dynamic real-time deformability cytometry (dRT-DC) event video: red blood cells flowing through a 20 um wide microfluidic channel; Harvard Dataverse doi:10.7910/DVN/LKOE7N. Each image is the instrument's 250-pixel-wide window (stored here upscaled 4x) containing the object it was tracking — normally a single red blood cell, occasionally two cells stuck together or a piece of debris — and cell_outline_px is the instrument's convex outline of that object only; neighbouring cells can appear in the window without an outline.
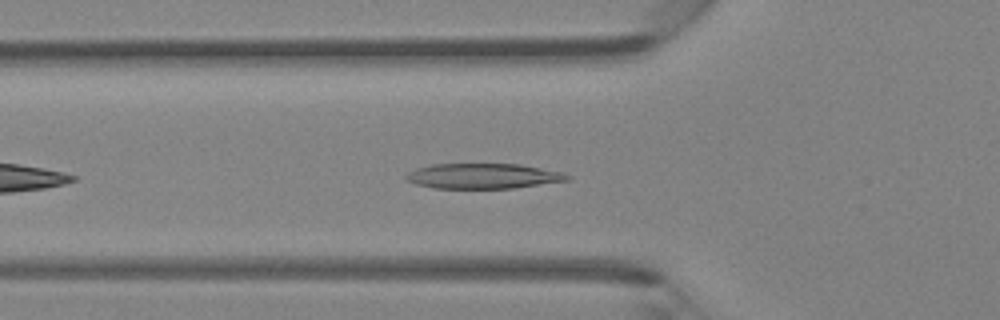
{"species": "Egyptian fruit bat (a non-hibernating species)", "species_latin": "Rousettus aegyptiacus", "temperature_condition": "room temperature", "stored_images_in_passage": 36, "camera_frame_rate_fps": 3000, "um_per_image_px": 0.085, "animal": {"sex": "female"}, "frame": {"image": 1, "passage_image": 6, "time_ms": 1.667, "image_size_px": [1000, 320], "cell_outline_px": [[572, 176], [568, 180], [512, 188], [432, 188], [416, 184], [408, 180], [404, 176], [408, 172], [416, 168], [432, 164], [520, 164], [564, 172]], "centroid_in_image_um": [41.06, 14.96], "position_along_channel_um": 84.7, "area_um2": 23.64}}
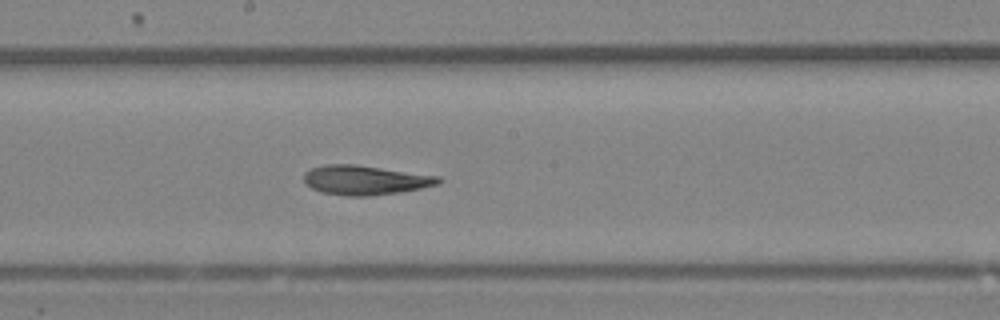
{"frame": {"image": 2, "passage_image": 15, "time_ms": 4.667, "image_size_px": [1000, 320], "cell_outline_px": [[444, 180], [440, 184], [400, 192], [368, 196], [348, 196], [320, 192], [312, 188], [304, 180], [304, 172], [312, 168], [324, 164], [356, 164], [440, 176]], "centroid_in_image_um": [31.07, 15.3], "position_along_channel_um": 217.1, "area_um2": 23.18}}
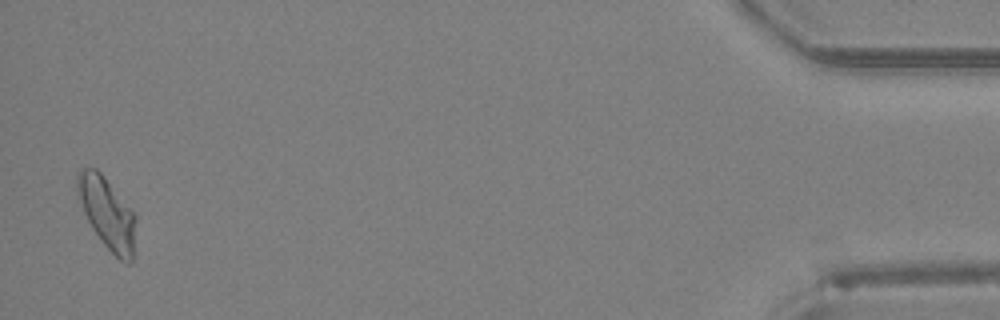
{"frame": {"image": 3, "passage_image": 35, "time_ms": 11.333, "image_size_px": [1000, 320], "cell_outline_px": [[136, 220], [132, 260], [128, 264], [120, 260], [104, 244], [92, 228], [76, 196], [76, 176], [80, 168], [96, 168], [104, 176], [136, 216]], "centroid_in_image_um": [9.07, 18.09], "position_along_channel_um": 426.1, "area_um2": 24.1}}